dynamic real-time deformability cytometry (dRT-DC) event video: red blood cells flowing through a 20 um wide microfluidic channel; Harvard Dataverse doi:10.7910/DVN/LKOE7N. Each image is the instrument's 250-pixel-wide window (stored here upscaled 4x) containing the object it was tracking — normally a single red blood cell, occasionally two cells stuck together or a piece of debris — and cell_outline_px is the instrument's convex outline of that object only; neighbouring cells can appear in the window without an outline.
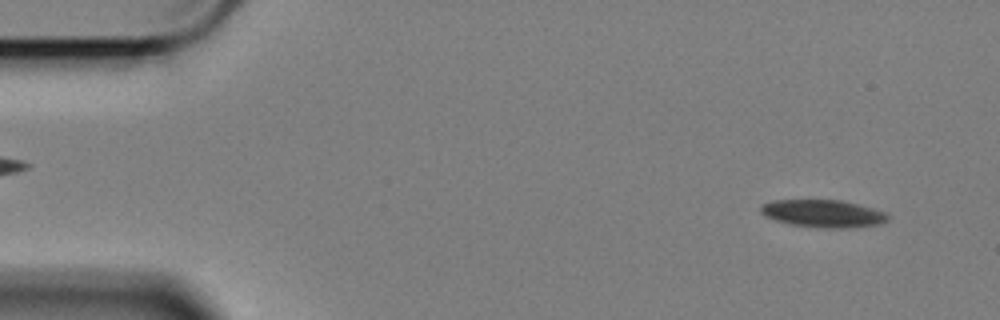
{"species": "Egyptian fruit bat (a non-hibernating species)", "species_latin": "Rousettus aegyptiacus", "temperature_condition": "cold", "stored_images_in_passage": 58, "camera_frame_rate_fps": 3000, "um_per_image_px": 0.085, "animal": {"sex": "female"}, "frame": {"image": 1, "passage_image": 4, "time_ms": 1.0, "image_size_px": [1000, 320], "cell_outline_px": [[892, 216], [888, 220], [880, 224], [848, 228], [824, 228], [792, 224], [776, 220], [764, 216], [760, 212], [760, 204], [772, 200], [840, 200], [872, 208], [884, 212]], "centroid_in_image_um": [69.96, 18.15], "position_along_channel_um": 15.0, "area_um2": 20.4}}
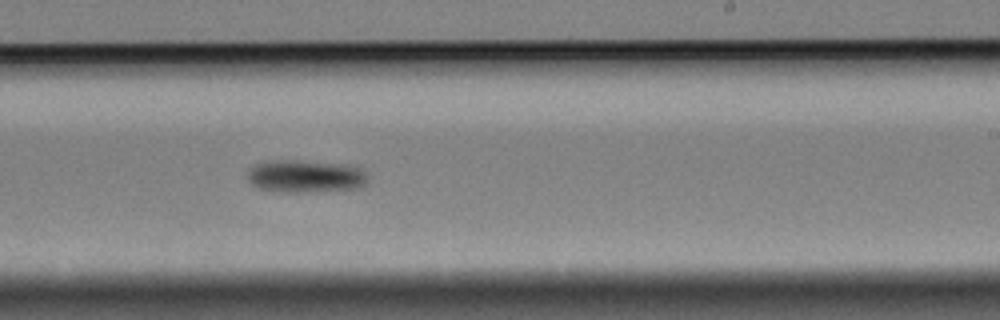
{"frame": {"image": 2, "passage_image": 35, "time_ms": 11.333, "image_size_px": [1000, 320], "cell_outline_px": [[368, 180], [364, 188], [308, 192], [284, 192], [256, 188], [248, 180], [248, 168], [264, 160], [296, 160], [348, 164], [360, 168], [368, 176]], "centroid_in_image_um": [25.98, 14.98], "position_along_channel_um": 263.0, "area_um2": 23.41}}
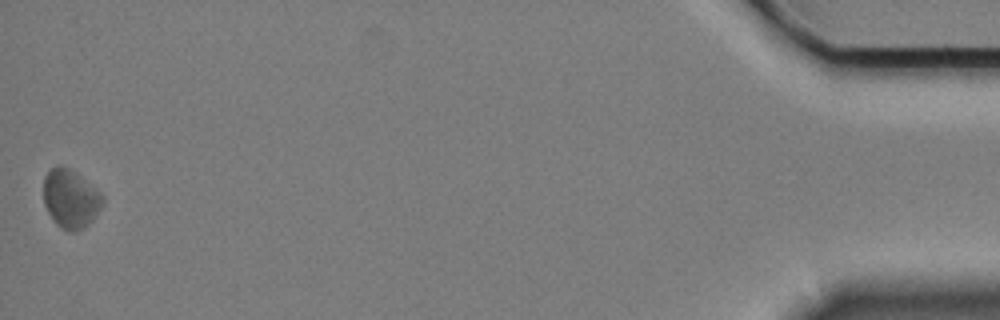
{"frame": {"image": 3, "passage_image": 58, "time_ms": 19.0, "image_size_px": [1000, 320], "cell_outline_px": [[104, 204], [92, 220], [84, 228], [76, 232], [72, 232], [60, 228], [52, 220], [44, 204], [44, 176], [56, 164], [68, 168], [76, 172], [100, 192], [104, 196]], "centroid_in_image_um": [6.0, 16.91], "position_along_channel_um": 429.2, "area_um2": 20.35}, "authors_computed_cell_mechanics": {"area_um2": 21.2126, "velocity_mm_per_s": 3.3567, "shape_relaxation_time_tau1_ms": 1.4847, "shape_relaxation_time_tau2_ms": null, "deformation_change_tau1": 0.0564, "deformation_change_tau2": null}}